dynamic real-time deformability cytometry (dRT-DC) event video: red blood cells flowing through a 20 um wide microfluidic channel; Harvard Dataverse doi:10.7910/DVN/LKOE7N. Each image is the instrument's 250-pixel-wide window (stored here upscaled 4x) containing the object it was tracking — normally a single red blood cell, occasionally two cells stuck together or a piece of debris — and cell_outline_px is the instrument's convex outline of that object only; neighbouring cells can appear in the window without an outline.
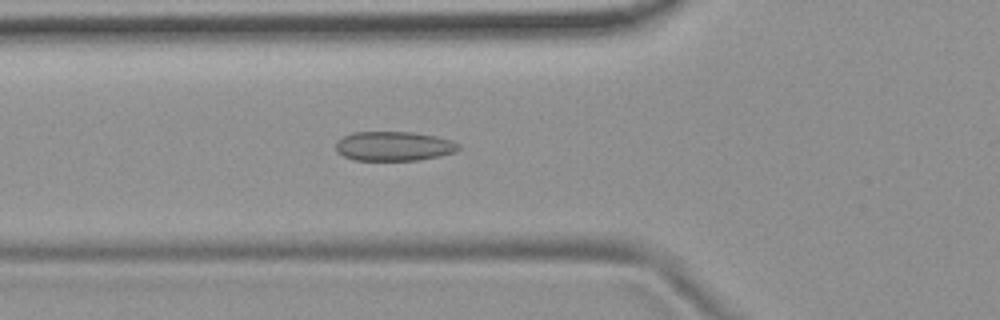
{"species": "common noctule bat (a hibernating species)", "species_latin": "Nyctalus noctula", "temperature_condition": "room temperature", "stored_images_in_passage": 38, "camera_frame_rate_fps": 3000, "um_per_image_px": 0.085, "animal": {"sex": "female", "body_mass_g": 19.9}, "frame": {"image": 1, "passage_image": 9, "time_ms": 2.667, "image_size_px": [1000, 320], "cell_outline_px": [[460, 148], [456, 152], [440, 156], [420, 160], [352, 160], [336, 152], [336, 144], [344, 136], [352, 132], [412, 132], [436, 136], [452, 140], [460, 144]], "centroid_in_image_um": [33.51, 12.43], "position_along_channel_um": 92.3, "area_um2": 21.15}}
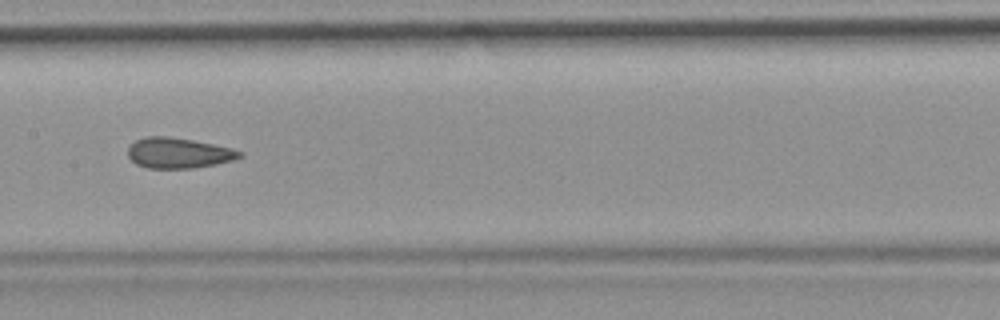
{"frame": {"image": 2, "passage_image": 17, "time_ms": 5.333, "image_size_px": [1000, 320], "cell_outline_px": [[244, 156], [232, 160], [216, 164], [192, 168], [148, 168], [136, 164], [128, 156], [128, 148], [136, 140], [148, 136], [168, 136], [192, 140], [232, 148], [244, 152]], "centroid_in_image_um": [15.19, 13.0], "position_along_channel_um": 192.2, "area_um2": 19.77}}
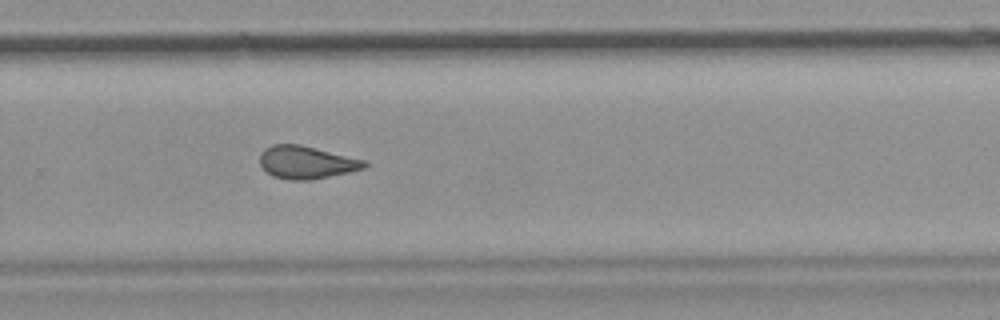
{"frame": {"image": 3, "passage_image": 26, "time_ms": 8.333, "image_size_px": [1000, 320], "cell_outline_px": [[368, 164], [364, 168], [348, 172], [308, 180], [288, 180], [272, 176], [260, 164], [260, 152], [264, 148], [272, 144], [300, 144], [368, 160]], "centroid_in_image_um": [26.05, 13.78], "position_along_channel_um": 303.8, "area_um2": 20.06}, "authors_computed_cell_mechanics": {"area_um2": 19.9988, "velocity_mm_per_s": 3.7323, "shape_relaxation_time_tau1_ms": null, "shape_relaxation_time_tau2_ms": 1.9109, "deformation_change_tau1": null, "deformation_change_tau2": 0.0797}}